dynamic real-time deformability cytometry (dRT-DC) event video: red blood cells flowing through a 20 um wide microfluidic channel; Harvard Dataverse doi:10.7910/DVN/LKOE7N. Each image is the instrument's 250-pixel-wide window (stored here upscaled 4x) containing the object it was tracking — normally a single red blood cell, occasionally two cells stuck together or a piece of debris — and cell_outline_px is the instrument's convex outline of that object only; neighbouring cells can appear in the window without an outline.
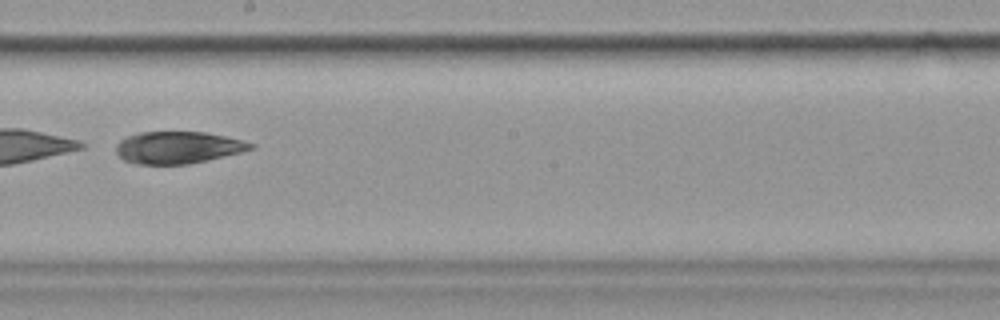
{"species": "common noctule bat (a hibernating species)", "species_latin": "Nyctalus noctula", "temperature_condition": "cold", "stored_images_in_passage": 41, "camera_frame_rate_fps": 3000, "um_per_image_px": 0.085, "animal": {"sex": "female", "body_mass_g": 19.9}, "frame": {"image": 1, "passage_image": 18, "time_ms": 5.667, "image_size_px": [1000, 320], "cell_outline_px": [[256, 148], [240, 152], [188, 164], [136, 164], [124, 160], [116, 152], [116, 144], [120, 140], [128, 136], [140, 132], [204, 132], [244, 140], [256, 144]], "centroid_in_image_um": [15.13, 12.53], "position_along_channel_um": 233.1, "area_um2": 25.03}, "authors_computed_cell_mechanics": {"area_um2": 28.0908, "velocity_mm_per_s": 3.5759, "shape_relaxation_time_tau1_ms": null, "shape_relaxation_time_tau2_ms": 5.9865, "deformation_change_tau1": null, "deformation_change_tau2": 0.1054}}